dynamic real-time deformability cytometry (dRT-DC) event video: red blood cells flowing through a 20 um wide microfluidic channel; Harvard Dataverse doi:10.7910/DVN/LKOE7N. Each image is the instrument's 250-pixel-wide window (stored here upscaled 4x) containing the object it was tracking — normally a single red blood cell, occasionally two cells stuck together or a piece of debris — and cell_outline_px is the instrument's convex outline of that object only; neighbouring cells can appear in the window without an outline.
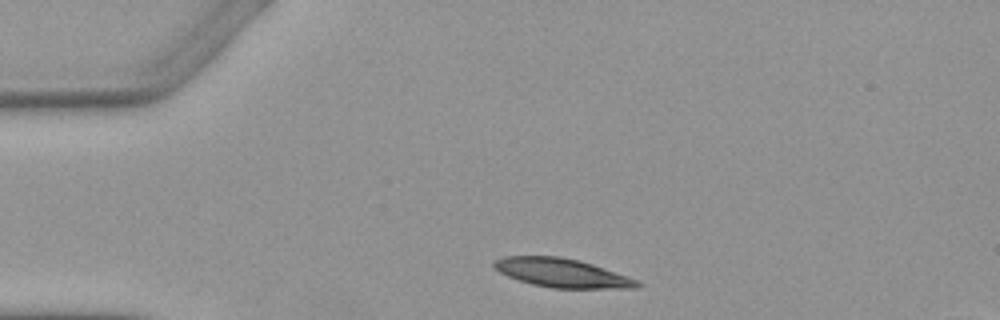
{"species": "Egyptian fruit bat (a non-hibernating species)", "species_latin": "Rousettus aegyptiacus", "temperature_condition": "warm", "stored_images_in_passage": 2, "camera_frame_rate_fps": 3000, "um_per_image_px": 0.085, "animal": {"sex": "female"}, "frame": {"image": 1, "passage_image": 1, "time_ms": 0.0, "image_size_px": [1000, 320], "cell_outline_px": [[644, 284], [640, 288], [552, 288], [532, 284], [508, 276], [500, 272], [492, 264], [492, 260], [504, 256], [560, 256], [580, 260], [640, 280]], "centroid_in_image_um": [47.81, 23.19], "position_along_channel_um": 37.2, "area_um2": 24.16}}